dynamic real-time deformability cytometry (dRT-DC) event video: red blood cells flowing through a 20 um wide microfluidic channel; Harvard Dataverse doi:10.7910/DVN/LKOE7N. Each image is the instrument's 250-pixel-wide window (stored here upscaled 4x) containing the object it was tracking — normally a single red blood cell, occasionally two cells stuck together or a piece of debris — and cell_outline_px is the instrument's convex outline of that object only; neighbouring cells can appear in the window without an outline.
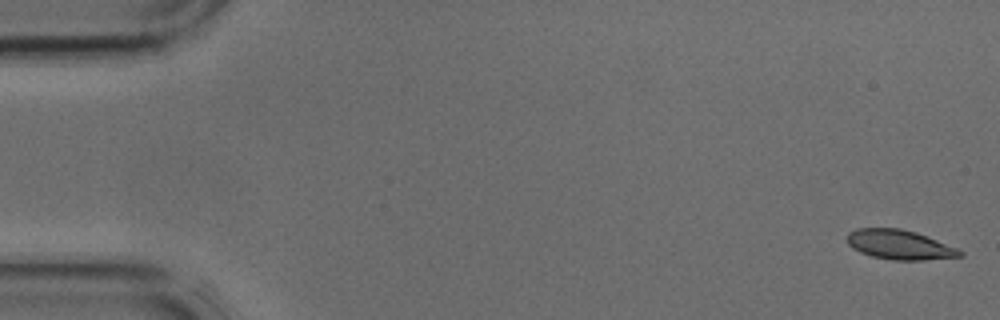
{"species": "common noctule bat (a hibernating species)", "species_latin": "Nyctalus noctula", "temperature_condition": "cold", "stored_images_in_passage": 42, "camera_frame_rate_fps": 3000, "um_per_image_px": 0.085, "animal": {"sex": "male", "body_mass_g": 17.9, "forearm_length_mm": 54.2}, "frame": {"image": 1, "passage_image": 1, "time_ms": 0.0, "image_size_px": [1000, 320], "cell_outline_px": [[964, 256], [924, 260], [892, 260], [872, 256], [860, 252], [852, 248], [848, 244], [848, 232], [856, 228], [900, 228], [916, 232], [956, 248], [964, 252]], "centroid_in_image_um": [76.45, 20.8], "position_along_channel_um": 8.6, "area_um2": 19.36}}
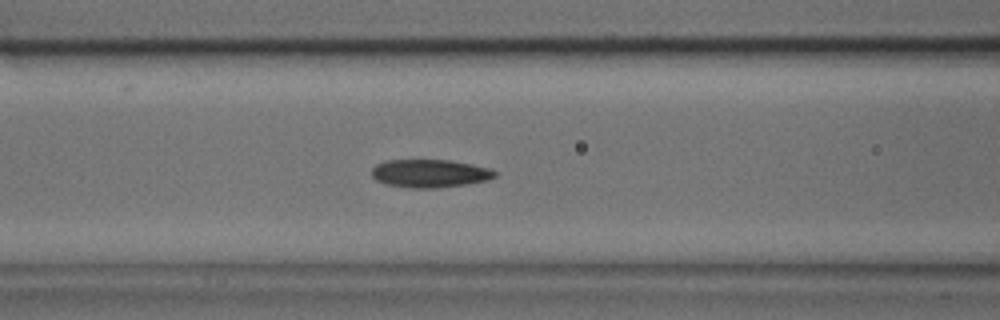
{"frame": {"image": 2, "passage_image": 17, "time_ms": 5.333, "image_size_px": [1000, 320], "cell_outline_px": [[496, 176], [488, 180], [468, 184], [436, 188], [408, 188], [388, 184], [376, 180], [372, 176], [372, 168], [376, 164], [388, 160], [452, 160], [492, 168], [496, 172]], "centroid_in_image_um": [36.57, 14.74], "position_along_channel_um": 130.0, "area_um2": 20.29}}
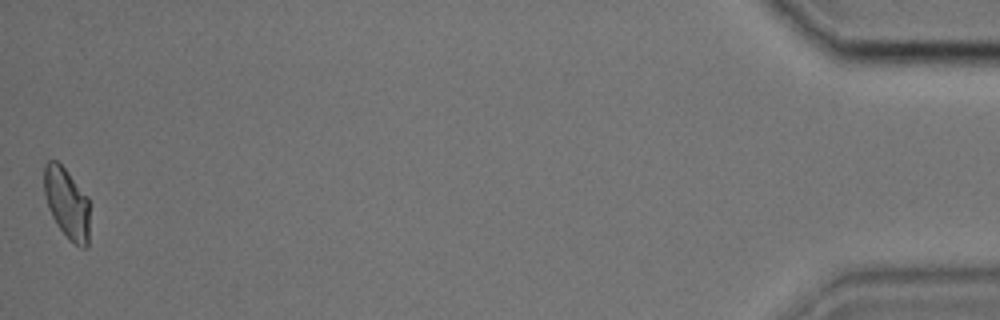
{"frame": {"image": 3, "passage_image": 42, "time_ms": 13.667, "image_size_px": [1000, 320], "cell_outline_px": [[88, 248], [80, 248], [68, 240], [56, 224], [48, 208], [44, 192], [44, 164], [48, 160], [56, 160], [68, 172], [88, 196]], "centroid_in_image_um": [5.67, 17.29], "position_along_channel_um": 429.5, "area_um2": 18.96}}